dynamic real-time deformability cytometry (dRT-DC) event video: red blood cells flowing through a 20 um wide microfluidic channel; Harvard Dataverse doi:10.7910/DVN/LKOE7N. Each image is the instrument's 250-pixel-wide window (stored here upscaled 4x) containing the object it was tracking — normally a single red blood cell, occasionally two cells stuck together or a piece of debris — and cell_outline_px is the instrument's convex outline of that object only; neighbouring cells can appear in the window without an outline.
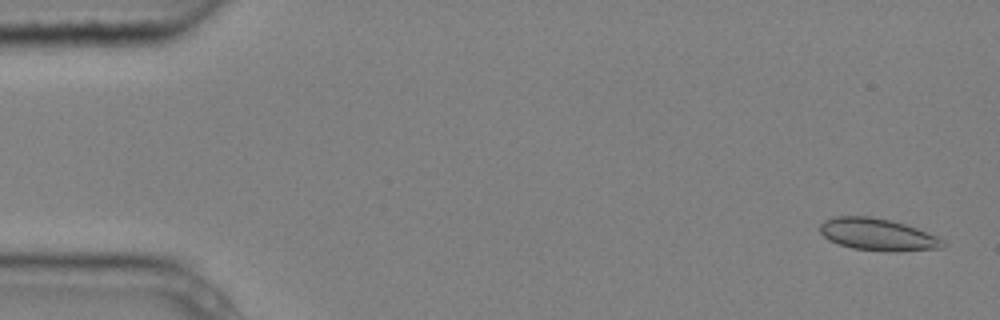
{"species": "common noctule bat (a hibernating species)", "species_latin": "Nyctalus noctula", "temperature_condition": "cold", "stored_images_in_passage": 4, "camera_frame_rate_fps": 3000, "um_per_image_px": 0.085, "animal": {"sex": "male", "body_mass_g": 20.4}, "frame": {"image": 1, "passage_image": 1, "time_ms": 0.0, "image_size_px": [1000, 320], "cell_outline_px": [[944, 248], [892, 252], [888, 252], [852, 248], [828, 240], [820, 232], [820, 224], [824, 220], [836, 216], [868, 216], [888, 220], [904, 224], [916, 228], [936, 236], [944, 240]], "centroid_in_image_um": [74.59, 19.94], "position_along_channel_um": 10.4, "area_um2": 22.89}}
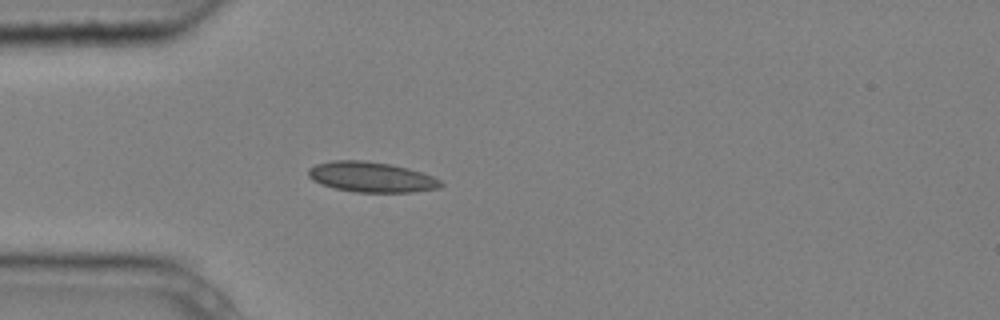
{"frame": {"image": 2, "passage_image": 4, "time_ms": 1.0, "image_size_px": [1000, 320], "cell_outline_px": [[444, 184], [440, 188], [412, 192], [356, 192], [332, 188], [320, 184], [312, 180], [308, 176], [308, 168], [316, 164], [332, 160], [364, 160], [392, 164], [408, 168], [432, 176], [440, 180]], "centroid_in_image_um": [31.54, 15.05], "position_along_channel_um": 53.5, "area_um2": 23.58}}